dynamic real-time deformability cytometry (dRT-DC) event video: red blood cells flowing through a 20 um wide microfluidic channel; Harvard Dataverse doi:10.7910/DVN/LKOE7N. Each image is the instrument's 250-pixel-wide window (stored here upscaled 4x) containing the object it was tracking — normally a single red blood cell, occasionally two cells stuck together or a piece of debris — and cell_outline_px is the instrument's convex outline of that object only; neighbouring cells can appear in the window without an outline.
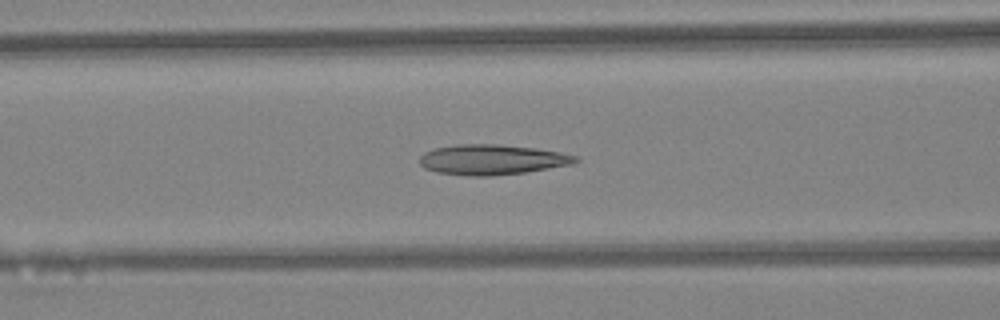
{"species": "Egyptian fruit bat (a non-hibernating species)", "species_latin": "Rousettus aegyptiacus", "temperature_condition": "warm", "stored_images_in_passage": 47, "camera_frame_rate_fps": 3000, "um_per_image_px": 0.085, "animal": {"sex": "female"}, "frame": {"image": 1, "passage_image": 19, "time_ms": 6.0, "image_size_px": [1000, 320], "cell_outline_px": [[580, 160], [572, 164], [524, 172], [492, 176], [468, 176], [436, 172], [424, 168], [420, 164], [420, 156], [424, 152], [432, 148], [456, 144], [496, 144], [536, 148], [560, 152], [576, 156]], "centroid_in_image_um": [41.77, 13.56], "position_along_channel_um": 124.8, "area_um2": 27.51}}
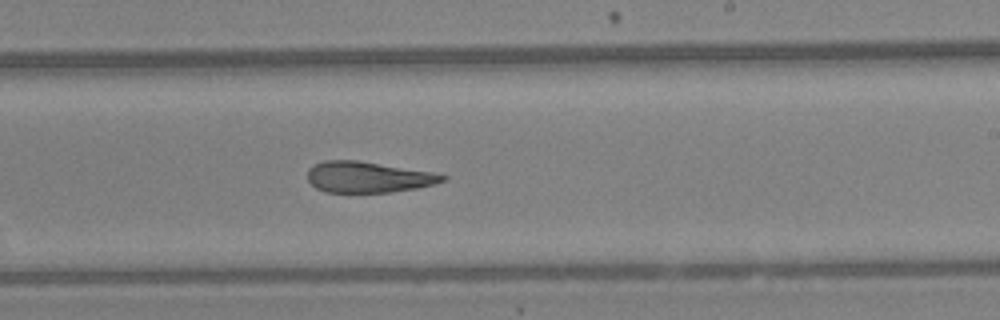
{"frame": {"image": 2, "passage_image": 28, "time_ms": 9.0, "image_size_px": [1000, 320], "cell_outline_px": [[448, 180], [416, 188], [392, 192], [328, 192], [316, 188], [308, 180], [308, 168], [312, 164], [324, 160], [356, 160], [432, 172], [448, 176]], "centroid_in_image_um": [31.26, 15.04], "position_along_channel_um": 257.7, "area_um2": 24.28}}
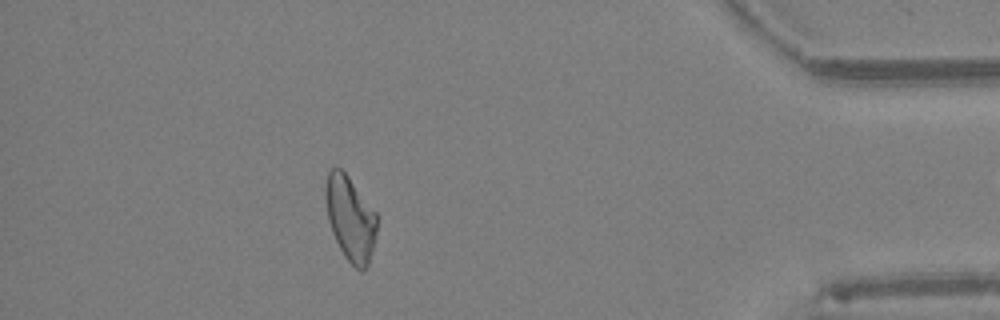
{"frame": {"image": 3, "passage_image": 41, "time_ms": 13.333, "image_size_px": [1000, 320], "cell_outline_px": [[376, 232], [368, 264], [364, 272], [360, 272], [344, 256], [332, 232], [328, 220], [324, 196], [324, 188], [328, 172], [332, 168], [340, 168], [348, 176], [376, 212]], "centroid_in_image_um": [29.75, 18.56], "position_along_channel_um": 405.4, "area_um2": 25.14}, "authors_computed_cell_mechanics": {"area_um2": 26.5302, "velocity_mm_per_s": 4.4677, "shape_relaxation_time_tau1_ms": null, "shape_relaxation_time_tau2_ms": 3.0536, "deformation_change_tau1": null, "deformation_change_tau2": 0.1314}}